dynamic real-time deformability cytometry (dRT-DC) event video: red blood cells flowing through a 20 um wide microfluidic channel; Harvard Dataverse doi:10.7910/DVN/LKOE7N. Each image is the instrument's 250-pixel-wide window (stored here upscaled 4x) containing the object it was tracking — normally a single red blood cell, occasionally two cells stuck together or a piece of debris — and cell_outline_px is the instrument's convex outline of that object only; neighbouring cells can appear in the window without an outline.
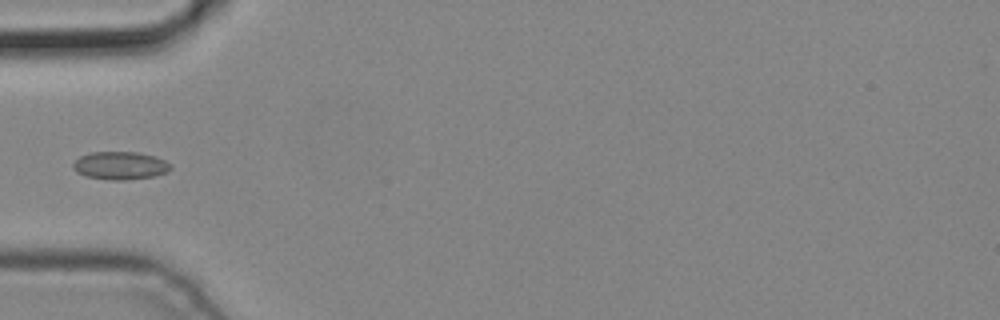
{"species": "common noctule bat (a hibernating species)", "species_latin": "Nyctalus noctula", "temperature_condition": "cold", "stored_images_in_passage": 6, "camera_frame_rate_fps": 3000, "um_per_image_px": 0.085, "animal": {"sex": "male", "body_mass_g": 19.2, "forearm_length_mm": 51.8}, "frame": {"image": 1, "passage_image": 5, "time_ms": 1.333, "image_size_px": [1000, 320], "cell_outline_px": [[172, 168], [168, 172], [156, 176], [124, 180], [108, 180], [84, 176], [76, 172], [72, 168], [72, 164], [80, 156], [92, 152], [136, 152], [156, 156], [172, 164]], "centroid_in_image_um": [10.23, 14.08], "position_along_channel_um": 74.8, "area_um2": 16.13}}
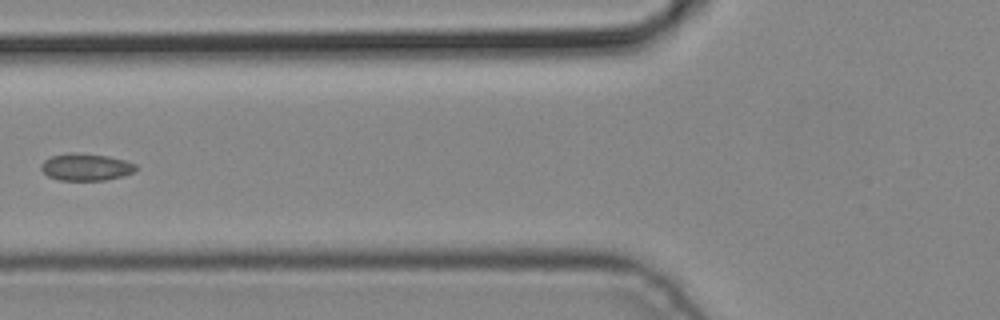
{"frame": {"image": 2, "passage_image": 6, "time_ms": 1.667, "image_size_px": [1000, 320], "cell_outline_px": [[136, 168], [132, 172], [124, 176], [104, 180], [60, 180], [48, 176], [40, 168], [40, 164], [44, 160], [52, 156], [68, 152], [76, 152], [108, 156], [124, 160], [136, 164]], "centroid_in_image_um": [7.28, 14.19], "position_along_channel_um": 118.5, "area_um2": 14.97}}